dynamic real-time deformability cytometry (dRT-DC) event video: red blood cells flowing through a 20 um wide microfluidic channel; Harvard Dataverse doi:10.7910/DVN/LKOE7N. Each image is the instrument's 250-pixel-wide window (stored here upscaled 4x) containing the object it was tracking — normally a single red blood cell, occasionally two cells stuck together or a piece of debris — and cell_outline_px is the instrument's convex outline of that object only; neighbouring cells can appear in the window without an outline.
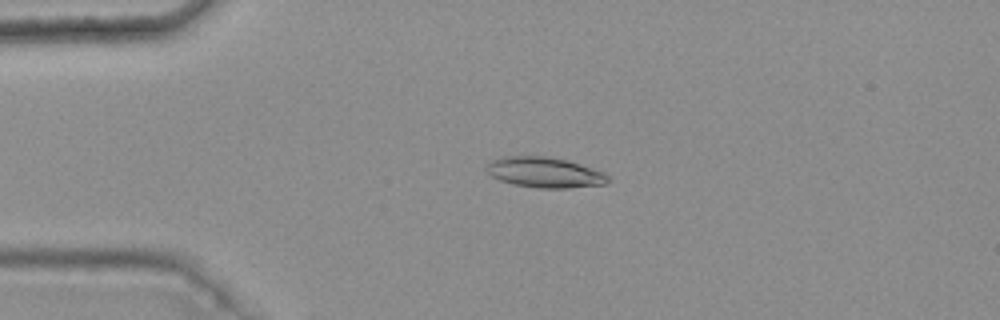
{"species": "common noctule bat (a hibernating species)", "species_latin": "Nyctalus noctula", "temperature_condition": "warm", "stored_images_in_passage": 5, "camera_frame_rate_fps": 3000, "um_per_image_px": 0.085, "animal": {"sex": "female", "body_mass_g": 25.1}, "frame": {"image": 1, "passage_image": 3, "time_ms": 0.667, "image_size_px": [1000, 320], "cell_outline_px": [[612, 180], [604, 184], [568, 188], [540, 188], [512, 184], [500, 180], [492, 176], [484, 168], [488, 160], [504, 156], [548, 156], [568, 160], [604, 172]], "centroid_in_image_um": [46.27, 14.64], "position_along_channel_um": 38.7, "area_um2": 21.79}}